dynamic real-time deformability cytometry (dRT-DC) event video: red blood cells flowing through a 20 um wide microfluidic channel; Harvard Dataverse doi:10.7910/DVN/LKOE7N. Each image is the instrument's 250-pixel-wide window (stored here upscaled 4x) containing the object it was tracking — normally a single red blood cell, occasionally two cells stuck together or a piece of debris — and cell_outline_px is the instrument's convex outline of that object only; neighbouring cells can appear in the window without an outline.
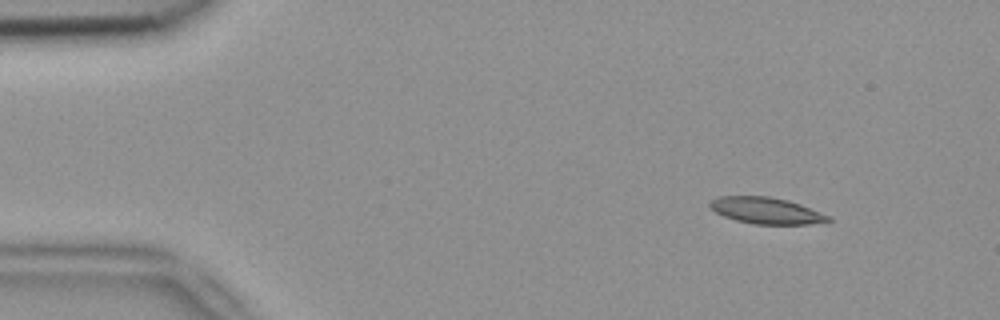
{"species": "common noctule bat (a hibernating species)", "species_latin": "Nyctalus noctula", "temperature_condition": "room temperature", "stored_images_in_passage": 4, "camera_frame_rate_fps": 3000, "um_per_image_px": 0.085, "animal": {"sex": "female", "body_mass_g": 18.4}, "frame": {"image": 1, "passage_image": 1, "time_ms": 0.0, "image_size_px": [1000, 320], "cell_outline_px": [[832, 220], [808, 224], [756, 224], [736, 220], [724, 216], [716, 212], [708, 204], [716, 196], [768, 196], [788, 200], [800, 204], [832, 216]], "centroid_in_image_um": [65.14, 17.89], "position_along_channel_um": 19.9, "area_um2": 18.15}}
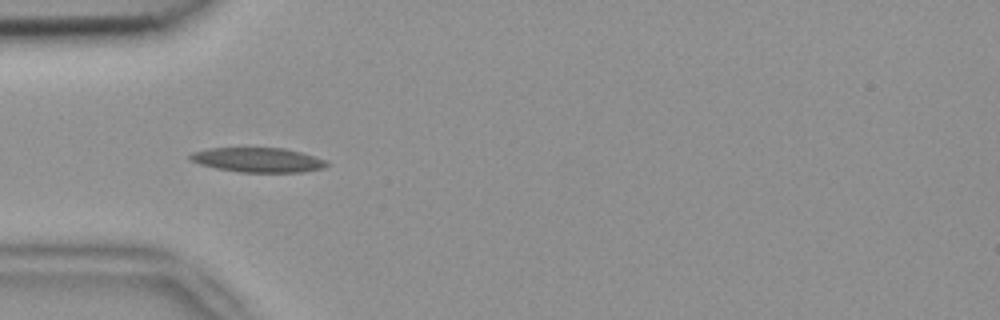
{"frame": {"image": 2, "passage_image": 4, "time_ms": 1.0, "image_size_px": [1000, 320], "cell_outline_px": [[328, 164], [324, 168], [304, 172], [240, 172], [216, 168], [200, 164], [192, 160], [188, 156], [192, 152], [208, 148], [284, 148], [300, 152], [328, 160]], "centroid_in_image_um": [21.95, 13.59], "position_along_channel_um": 63.0, "area_um2": 19.54}}